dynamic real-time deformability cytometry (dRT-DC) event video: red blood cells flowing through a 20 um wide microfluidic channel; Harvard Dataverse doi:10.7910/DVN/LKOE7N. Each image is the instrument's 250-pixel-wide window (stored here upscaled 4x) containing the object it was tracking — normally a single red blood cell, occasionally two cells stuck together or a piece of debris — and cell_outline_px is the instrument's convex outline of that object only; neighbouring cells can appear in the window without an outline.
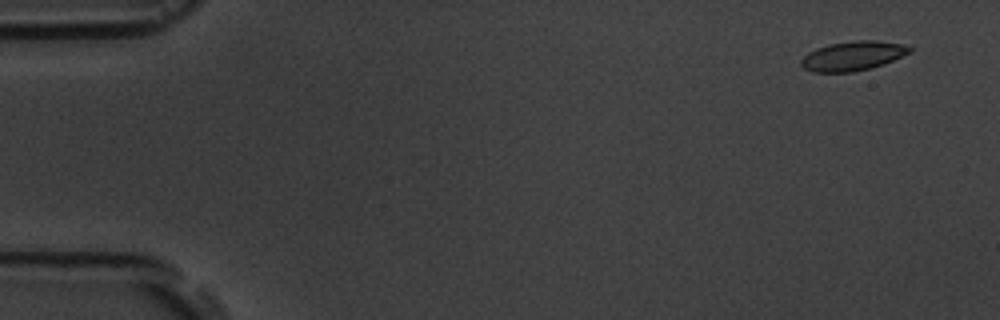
{"species": "common noctule bat (a hibernating species)", "species_latin": "Nyctalus noctula", "temperature_condition": "room temperature", "stored_images_in_passage": 6, "camera_frame_rate_fps": 3000, "um_per_image_px": 0.085, "animal": {"sex": "male", "body_mass_g": 19.5, "forearm_length_mm": 54.6}, "frame": {"image": 1, "passage_image": 1, "time_ms": 0.0, "image_size_px": [1000, 320], "cell_outline_px": [[912, 52], [884, 64], [872, 68], [852, 72], [812, 72], [804, 68], [800, 64], [800, 60], [808, 52], [816, 48], [828, 44], [856, 40], [876, 40], [900, 44], [912, 48]], "centroid_in_image_um": [72.47, 4.75], "position_along_channel_um": 12.5, "area_um2": 18.67}}
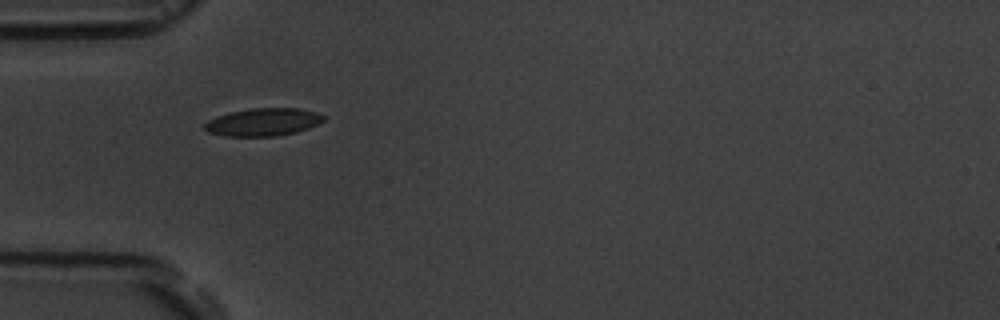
{"frame": {"image": 2, "passage_image": 5, "time_ms": 4.667, "image_size_px": [1000, 320], "cell_outline_px": [[324, 120], [308, 128], [296, 132], [276, 136], [224, 136], [208, 132], [204, 128], [204, 124], [208, 120], [216, 116], [228, 112], [252, 108], [300, 108], [316, 112], [324, 116]], "centroid_in_image_um": [22.34, 10.37], "position_along_channel_um": 62.7, "area_um2": 19.25}}
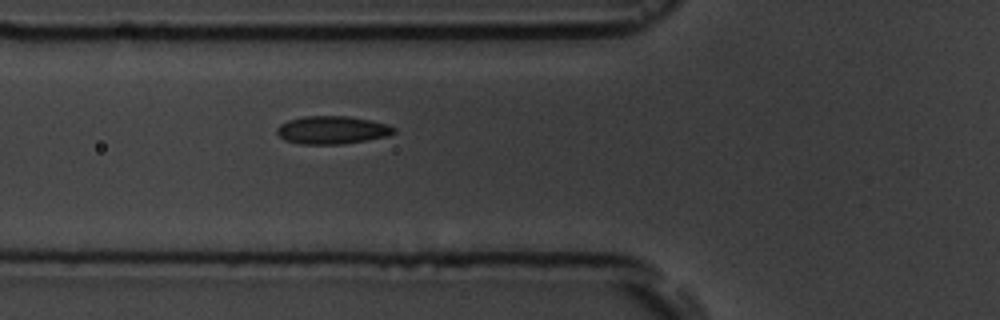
{"frame": {"image": 3, "passage_image": 6, "time_ms": 5.667, "image_size_px": [1000, 320], "cell_outline_px": [[396, 132], [388, 136], [344, 144], [300, 144], [284, 140], [276, 132], [276, 128], [280, 124], [288, 120], [304, 116], [348, 116], [372, 120], [388, 124], [396, 128]], "centroid_in_image_um": [28.24, 11.05], "position_along_channel_um": 97.6, "area_um2": 19.25}}